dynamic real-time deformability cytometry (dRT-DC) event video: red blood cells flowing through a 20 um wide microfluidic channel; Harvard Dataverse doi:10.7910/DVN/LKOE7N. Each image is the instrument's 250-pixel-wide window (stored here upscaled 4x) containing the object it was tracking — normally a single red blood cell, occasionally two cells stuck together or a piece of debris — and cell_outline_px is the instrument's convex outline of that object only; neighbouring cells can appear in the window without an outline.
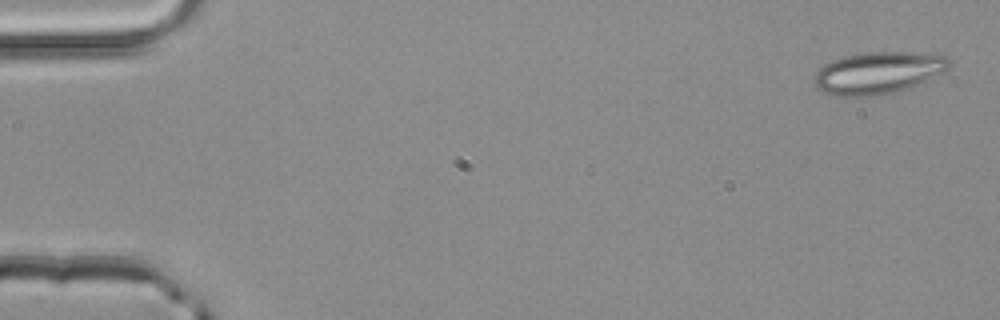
{"species": "common noctule bat (a hibernating species)", "species_latin": "Nyctalus noctula", "temperature_condition": "room temperature", "stored_images_in_passage": 4, "camera_frame_rate_fps": 3000, "um_per_image_px": 0.085, "animal": {"sex": "male", "body_mass_g": 20.4}, "frame": {"image": 1, "passage_image": 1, "time_ms": 0.0, "image_size_px": [1000, 320], "cell_outline_px": [[952, 64], [948, 68], [912, 88], [872, 96], [836, 96], [820, 92], [812, 84], [812, 80], [816, 72], [824, 64], [832, 60], [844, 56], [864, 52], [912, 52], [944, 56], [952, 60]], "centroid_in_image_um": [74.58, 6.2], "position_along_channel_um": 10.4, "area_um2": 33.29}}
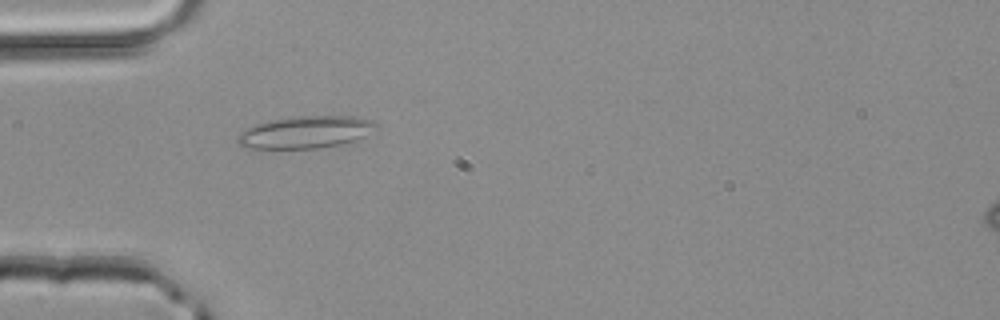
{"frame": {"image": 2, "passage_image": 4, "time_ms": 1.0, "image_size_px": [1000, 320], "cell_outline_px": [[376, 124], [364, 136], [356, 140], [340, 144], [320, 148], [248, 148], [240, 144], [236, 140], [236, 136], [240, 132], [256, 124], [272, 120], [304, 116], [356, 116], [372, 120]], "centroid_in_image_um": [25.95, 11.24], "position_along_channel_um": 59.1, "area_um2": 25.49}}